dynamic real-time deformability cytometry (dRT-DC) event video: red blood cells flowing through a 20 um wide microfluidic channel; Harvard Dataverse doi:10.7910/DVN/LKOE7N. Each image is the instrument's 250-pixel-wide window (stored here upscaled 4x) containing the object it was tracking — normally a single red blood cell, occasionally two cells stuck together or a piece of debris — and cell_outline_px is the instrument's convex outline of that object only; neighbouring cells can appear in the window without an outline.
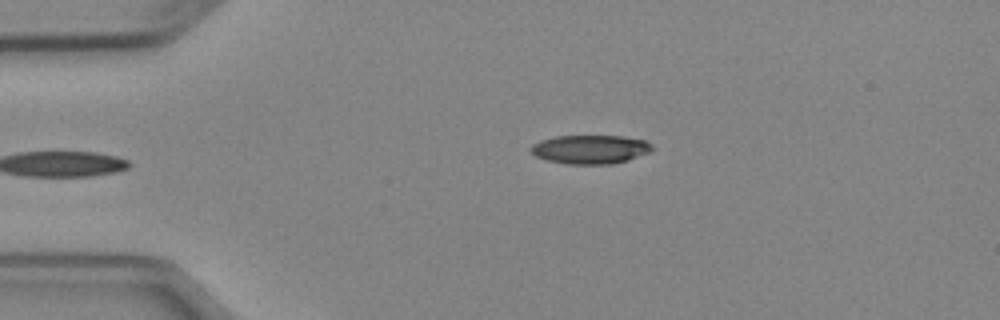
{"species": "Egyptian fruit bat (a non-hibernating species)", "species_latin": "Rousettus aegyptiacus", "temperature_condition": "cold", "stored_images_in_passage": 4, "camera_frame_rate_fps": 3000, "um_per_image_px": 0.085, "animal": {"sex": "female"}, "frame": {"image": 1, "passage_image": 4, "time_ms": 3.667, "image_size_px": [1000, 320], "cell_outline_px": [[652, 148], [648, 152], [628, 160], [612, 164], [568, 164], [548, 160], [536, 156], [528, 148], [532, 144], [540, 140], [556, 136], [624, 136], [644, 140], [652, 144]], "centroid_in_image_um": [50.15, 12.69], "position_along_channel_um": 34.9, "area_um2": 20.29}}